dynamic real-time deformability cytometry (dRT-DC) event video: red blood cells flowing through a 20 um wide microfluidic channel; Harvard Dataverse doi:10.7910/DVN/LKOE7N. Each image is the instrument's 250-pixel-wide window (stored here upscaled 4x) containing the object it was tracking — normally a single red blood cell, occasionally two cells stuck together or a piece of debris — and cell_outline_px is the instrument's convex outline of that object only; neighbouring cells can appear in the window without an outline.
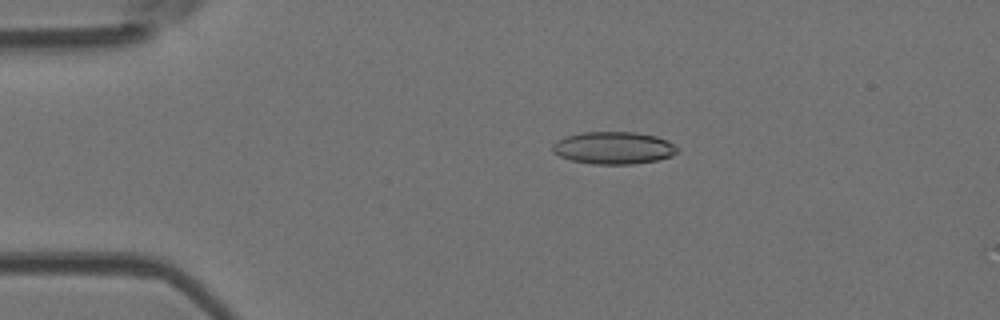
{"species": "Egyptian fruit bat (a non-hibernating species)", "species_latin": "Rousettus aegyptiacus", "temperature_condition": "room temperature", "stored_images_in_passage": 5, "camera_frame_rate_fps": 3000, "um_per_image_px": 0.085, "animal": {"sex": "female"}, "frame": {"image": 1, "passage_image": 2, "time_ms": 1.333, "image_size_px": [1000, 320], "cell_outline_px": [[680, 148], [672, 156], [656, 160], [632, 164], [592, 164], [572, 160], [560, 156], [552, 152], [552, 144], [556, 140], [580, 132], [636, 132], [656, 136], [668, 140]], "centroid_in_image_um": [52.16, 12.56], "position_along_channel_um": 32.8, "area_um2": 23.64}}
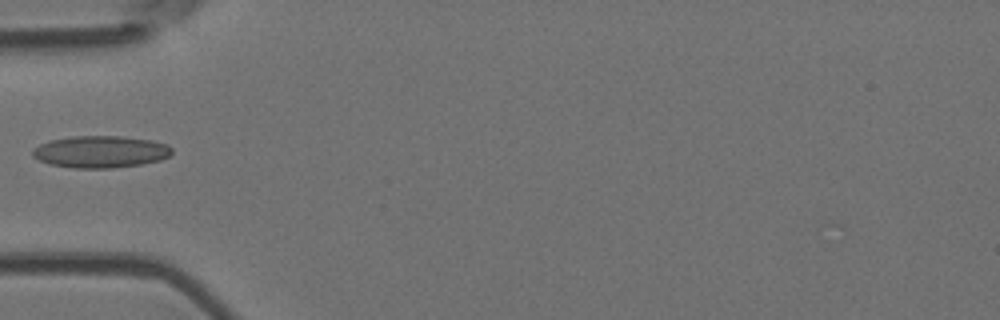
{"frame": {"image": 2, "passage_image": 4, "time_ms": 3.667, "image_size_px": [1000, 320], "cell_outline_px": [[172, 152], [168, 156], [160, 160], [140, 164], [112, 168], [72, 168], [48, 164], [32, 156], [32, 152], [40, 144], [52, 140], [72, 136], [120, 136], [152, 140], [168, 144], [172, 148]], "centroid_in_image_um": [8.56, 12.9], "position_along_channel_um": 76.4, "area_um2": 25.89}}
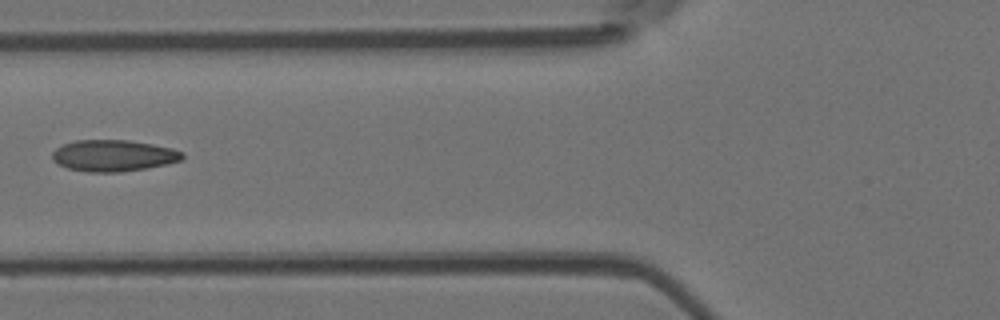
{"frame": {"image": 3, "passage_image": 5, "time_ms": 4.667, "image_size_px": [1000, 320], "cell_outline_px": [[184, 156], [180, 160], [164, 164], [144, 168], [120, 172], [88, 172], [68, 168], [52, 160], [52, 152], [56, 148], [64, 144], [76, 140], [128, 140], [152, 144], [172, 148], [184, 152]], "centroid_in_image_um": [9.62, 13.22], "position_along_channel_um": 116.2, "area_um2": 23.64}}